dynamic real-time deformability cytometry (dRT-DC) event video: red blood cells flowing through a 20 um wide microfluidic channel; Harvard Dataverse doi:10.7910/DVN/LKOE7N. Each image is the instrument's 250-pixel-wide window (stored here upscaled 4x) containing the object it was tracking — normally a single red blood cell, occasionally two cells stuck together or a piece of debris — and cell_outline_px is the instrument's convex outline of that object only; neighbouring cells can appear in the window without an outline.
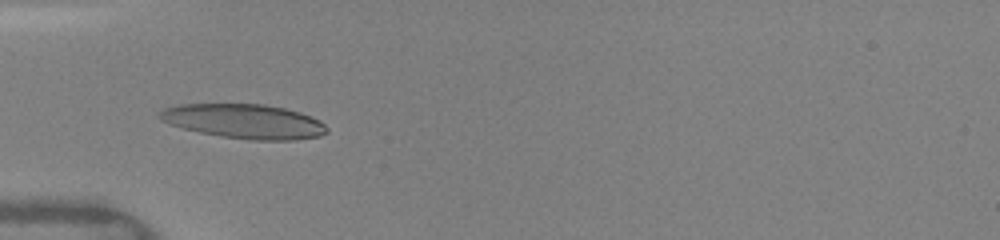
{"species": "human", "species_latin": "Homo sapiens", "temperature_condition": "warm", "stored_images_in_passage": 50, "camera_frame_rate_fps": 3000, "um_per_image_px": 0.085, "donor": {"sex": "female"}, "frame": {"image": 1, "passage_image": 17, "time_ms": 5.333, "image_size_px": [1000, 240], "cell_outline_px": [[328, 132], [320, 136], [292, 140], [252, 140], [220, 136], [200, 132], [184, 128], [160, 120], [156, 116], [156, 112], [164, 108], [180, 104], [264, 104], [284, 108], [300, 112], [320, 120], [328, 128]], "centroid_in_image_um": [20.75, 10.31], "position_along_channel_um": 64.2, "area_um2": 33.64}}
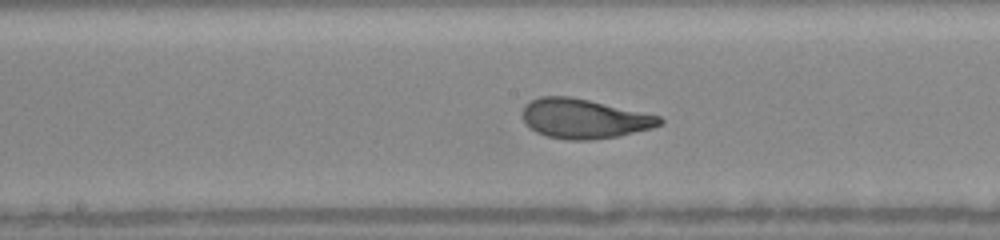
{"frame": {"image": 2, "passage_image": 27, "time_ms": 8.667, "image_size_px": [1000, 240], "cell_outline_px": [[664, 120], [660, 124], [652, 128], [616, 136], [592, 140], [564, 140], [548, 136], [536, 132], [524, 120], [524, 108], [532, 100], [540, 96], [568, 96], [588, 100], [660, 116]], "centroid_in_image_um": [49.66, 10.09], "position_along_channel_um": 198.5, "area_um2": 31.04}}
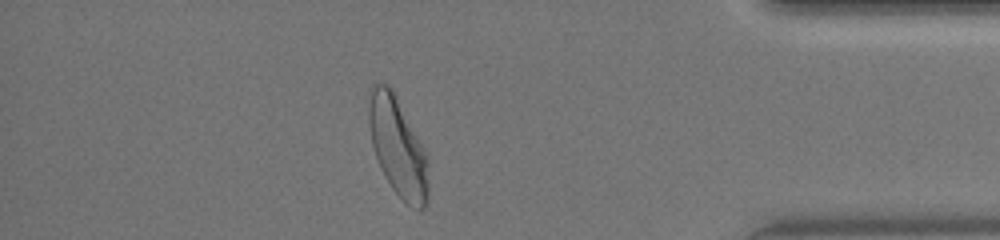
{"frame": {"image": 3, "passage_image": 44, "time_ms": 14.333, "image_size_px": [1000, 240], "cell_outline_px": [[428, 204], [420, 212], [404, 204], [392, 188], [384, 176], [380, 168], [372, 144], [368, 124], [368, 108], [372, 84], [380, 80], [388, 84], [392, 88], [424, 148], [428, 156]], "centroid_in_image_um": [33.82, 12.52], "position_along_channel_um": 401.4, "area_um2": 35.03}, "authors_computed_cell_mechanics": {"area_um2": 31.7611, "velocity_mm_per_s": 4.0988, "shape_relaxation_time_tau1_ms": 2.7882, "shape_relaxation_time_tau2_ms": null, "deformation_change_tau1": 0.1685, "deformation_change_tau2": null}}